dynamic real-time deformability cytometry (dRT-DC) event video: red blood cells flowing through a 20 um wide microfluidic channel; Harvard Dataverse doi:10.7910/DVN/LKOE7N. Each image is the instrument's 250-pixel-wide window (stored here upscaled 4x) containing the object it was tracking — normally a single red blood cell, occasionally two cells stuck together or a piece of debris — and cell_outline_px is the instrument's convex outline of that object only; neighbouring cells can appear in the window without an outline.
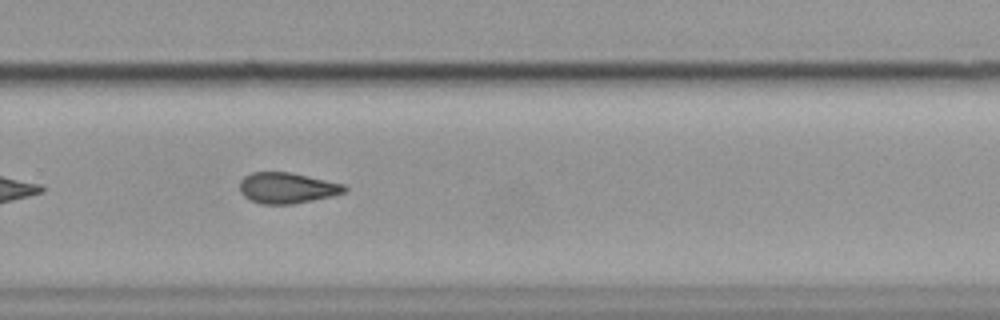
{"species": "common noctule bat (a hibernating species)", "species_latin": "Nyctalus noctula", "temperature_condition": "cold", "stored_images_in_passage": 40, "camera_frame_rate_fps": 3000, "um_per_image_px": 0.085, "animal": {"sex": "female", "body_mass_g": 19.9}, "frame": {"image": 1, "passage_image": 23, "time_ms": 7.333, "image_size_px": [1000, 320], "cell_outline_px": [[348, 188], [344, 192], [332, 196], [292, 204], [260, 204], [244, 196], [240, 192], [240, 180], [244, 176], [252, 172], [292, 172], [344, 184]], "centroid_in_image_um": [24.39, 15.97], "position_along_channel_um": 305.4, "area_um2": 18.84}, "authors_computed_cell_mechanics": {"area_um2": 18.9873, "velocity_mm_per_s": 3.5445, "shape_relaxation_time_tau1_ms": null, "shape_relaxation_time_tau2_ms": 6.5766, "deformation_change_tau1": null, "deformation_change_tau2": 0.1283}}